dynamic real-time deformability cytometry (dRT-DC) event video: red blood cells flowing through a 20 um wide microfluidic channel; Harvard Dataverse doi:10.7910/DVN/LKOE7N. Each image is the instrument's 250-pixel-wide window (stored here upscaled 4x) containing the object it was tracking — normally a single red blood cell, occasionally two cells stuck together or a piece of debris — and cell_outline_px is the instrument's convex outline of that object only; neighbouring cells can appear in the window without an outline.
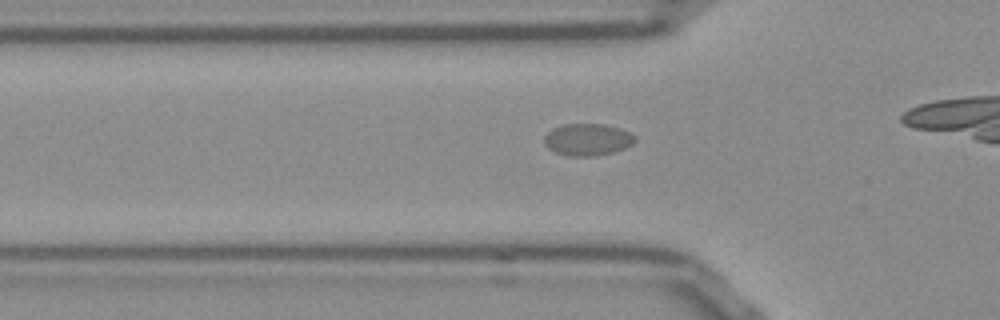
{"species": "Egyptian fruit bat (a non-hibernating species)", "species_latin": "Rousettus aegyptiacus", "temperature_condition": "room temperature", "stored_images_in_passage": 31, "camera_frame_rate_fps": 3000, "um_per_image_px": 0.085, "frame": {"image": 1, "passage_image": 7, "time_ms": 2.0, "image_size_px": [1000, 320], "cell_outline_px": [[636, 140], [632, 144], [624, 148], [612, 152], [592, 156], [568, 156], [556, 152], [548, 148], [544, 144], [544, 136], [552, 128], [564, 124], [604, 124], [620, 128], [632, 132], [636, 136]], "centroid_in_image_um": [49.95, 11.85], "position_along_channel_um": 75.8, "area_um2": 16.99}}
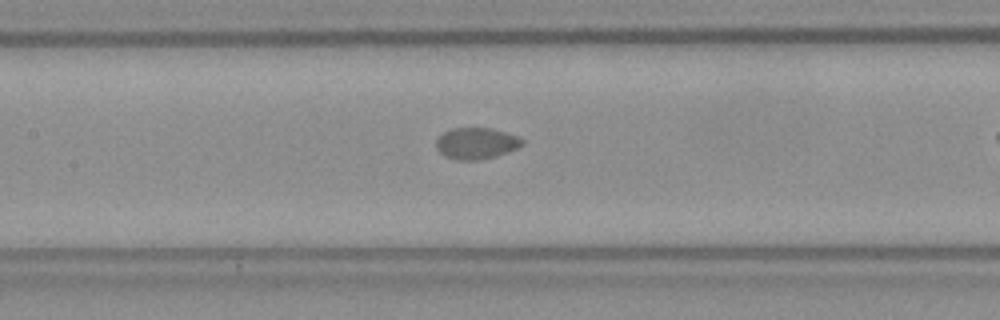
{"frame": {"image": 2, "passage_image": 14, "time_ms": 4.333, "image_size_px": [1000, 320], "cell_outline_px": [[524, 144], [516, 148], [496, 156], [476, 160], [456, 160], [444, 156], [436, 148], [436, 140], [444, 132], [452, 128], [492, 128], [516, 136], [524, 140]], "centroid_in_image_um": [40.46, 12.18], "position_along_channel_um": 166.9, "area_um2": 15.61}}
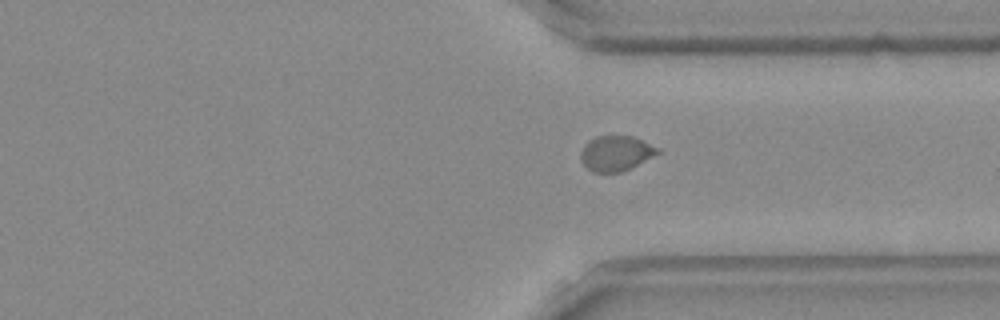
{"frame": {"image": 3, "passage_image": 29, "time_ms": 9.333, "image_size_px": [1000, 320], "cell_outline_px": [[660, 152], [620, 172], [592, 172], [584, 164], [580, 156], [580, 152], [584, 144], [588, 140], [596, 136], [632, 136], [660, 148]], "centroid_in_image_um": [52.31, 13.01], "position_along_channel_um": 359.1, "area_um2": 15.49}}